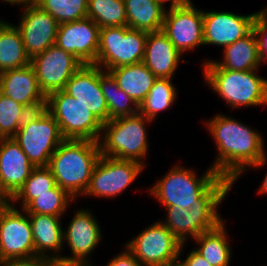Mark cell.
I'll return each mask as SVG.
<instances>
[{"label": "cell", "mask_w": 267, "mask_h": 266, "mask_svg": "<svg viewBox=\"0 0 267 266\" xmlns=\"http://www.w3.org/2000/svg\"><path fill=\"white\" fill-rule=\"evenodd\" d=\"M13 140L34 167H48L51 155L65 140L54 117L48 112L15 133Z\"/></svg>", "instance_id": "11"}, {"label": "cell", "mask_w": 267, "mask_h": 266, "mask_svg": "<svg viewBox=\"0 0 267 266\" xmlns=\"http://www.w3.org/2000/svg\"><path fill=\"white\" fill-rule=\"evenodd\" d=\"M258 192H259V194L260 193H267V174L265 175V178H264L262 185H261Z\"/></svg>", "instance_id": "44"}, {"label": "cell", "mask_w": 267, "mask_h": 266, "mask_svg": "<svg viewBox=\"0 0 267 266\" xmlns=\"http://www.w3.org/2000/svg\"><path fill=\"white\" fill-rule=\"evenodd\" d=\"M177 98V91L169 78H157L149 93L139 105V113L150 120L160 111L167 110Z\"/></svg>", "instance_id": "30"}, {"label": "cell", "mask_w": 267, "mask_h": 266, "mask_svg": "<svg viewBox=\"0 0 267 266\" xmlns=\"http://www.w3.org/2000/svg\"><path fill=\"white\" fill-rule=\"evenodd\" d=\"M100 27L90 18L58 26L55 45L73 54L83 64H94L99 48Z\"/></svg>", "instance_id": "16"}, {"label": "cell", "mask_w": 267, "mask_h": 266, "mask_svg": "<svg viewBox=\"0 0 267 266\" xmlns=\"http://www.w3.org/2000/svg\"><path fill=\"white\" fill-rule=\"evenodd\" d=\"M256 13L238 15L231 12L203 11L204 45L229 46L251 30Z\"/></svg>", "instance_id": "19"}, {"label": "cell", "mask_w": 267, "mask_h": 266, "mask_svg": "<svg viewBox=\"0 0 267 266\" xmlns=\"http://www.w3.org/2000/svg\"><path fill=\"white\" fill-rule=\"evenodd\" d=\"M126 250L127 251L113 257L106 266H142L127 248Z\"/></svg>", "instance_id": "38"}, {"label": "cell", "mask_w": 267, "mask_h": 266, "mask_svg": "<svg viewBox=\"0 0 267 266\" xmlns=\"http://www.w3.org/2000/svg\"><path fill=\"white\" fill-rule=\"evenodd\" d=\"M257 70L204 69L207 84L232 108L267 104V80Z\"/></svg>", "instance_id": "5"}, {"label": "cell", "mask_w": 267, "mask_h": 266, "mask_svg": "<svg viewBox=\"0 0 267 266\" xmlns=\"http://www.w3.org/2000/svg\"><path fill=\"white\" fill-rule=\"evenodd\" d=\"M31 64L21 34L16 26L5 22L0 27V73Z\"/></svg>", "instance_id": "27"}, {"label": "cell", "mask_w": 267, "mask_h": 266, "mask_svg": "<svg viewBox=\"0 0 267 266\" xmlns=\"http://www.w3.org/2000/svg\"><path fill=\"white\" fill-rule=\"evenodd\" d=\"M47 113L48 98H41L23 105L18 118V129L27 126L33 121L41 119Z\"/></svg>", "instance_id": "36"}, {"label": "cell", "mask_w": 267, "mask_h": 266, "mask_svg": "<svg viewBox=\"0 0 267 266\" xmlns=\"http://www.w3.org/2000/svg\"><path fill=\"white\" fill-rule=\"evenodd\" d=\"M252 31L257 40L260 62L263 63L267 60V8L257 12Z\"/></svg>", "instance_id": "37"}, {"label": "cell", "mask_w": 267, "mask_h": 266, "mask_svg": "<svg viewBox=\"0 0 267 266\" xmlns=\"http://www.w3.org/2000/svg\"><path fill=\"white\" fill-rule=\"evenodd\" d=\"M150 193L165 206L185 202H223L233 183L212 167L200 178L196 172L175 166L160 179Z\"/></svg>", "instance_id": "2"}, {"label": "cell", "mask_w": 267, "mask_h": 266, "mask_svg": "<svg viewBox=\"0 0 267 266\" xmlns=\"http://www.w3.org/2000/svg\"><path fill=\"white\" fill-rule=\"evenodd\" d=\"M73 198L57 184L36 198L24 209L27 214H48L61 217Z\"/></svg>", "instance_id": "34"}, {"label": "cell", "mask_w": 267, "mask_h": 266, "mask_svg": "<svg viewBox=\"0 0 267 266\" xmlns=\"http://www.w3.org/2000/svg\"><path fill=\"white\" fill-rule=\"evenodd\" d=\"M34 168L13 138H0V183L11 198L23 186Z\"/></svg>", "instance_id": "20"}, {"label": "cell", "mask_w": 267, "mask_h": 266, "mask_svg": "<svg viewBox=\"0 0 267 266\" xmlns=\"http://www.w3.org/2000/svg\"><path fill=\"white\" fill-rule=\"evenodd\" d=\"M99 227L97 220L88 210L77 211L67 231H63V241L69 244L72 255L69 257L58 255L57 262L61 266H91V262L86 258L101 240Z\"/></svg>", "instance_id": "14"}, {"label": "cell", "mask_w": 267, "mask_h": 266, "mask_svg": "<svg viewBox=\"0 0 267 266\" xmlns=\"http://www.w3.org/2000/svg\"><path fill=\"white\" fill-rule=\"evenodd\" d=\"M22 211L25 215L11 205L0 212V266L9 262L35 260L29 215Z\"/></svg>", "instance_id": "10"}, {"label": "cell", "mask_w": 267, "mask_h": 266, "mask_svg": "<svg viewBox=\"0 0 267 266\" xmlns=\"http://www.w3.org/2000/svg\"><path fill=\"white\" fill-rule=\"evenodd\" d=\"M181 55L162 30L148 32L142 62L157 78L171 79Z\"/></svg>", "instance_id": "21"}, {"label": "cell", "mask_w": 267, "mask_h": 266, "mask_svg": "<svg viewBox=\"0 0 267 266\" xmlns=\"http://www.w3.org/2000/svg\"><path fill=\"white\" fill-rule=\"evenodd\" d=\"M100 86L108 108V121L139 113V106L129 95L119 88L114 77L101 67ZM130 103L133 105L131 106Z\"/></svg>", "instance_id": "29"}, {"label": "cell", "mask_w": 267, "mask_h": 266, "mask_svg": "<svg viewBox=\"0 0 267 266\" xmlns=\"http://www.w3.org/2000/svg\"><path fill=\"white\" fill-rule=\"evenodd\" d=\"M127 26L153 32L162 30L165 7L159 0H124Z\"/></svg>", "instance_id": "26"}, {"label": "cell", "mask_w": 267, "mask_h": 266, "mask_svg": "<svg viewBox=\"0 0 267 266\" xmlns=\"http://www.w3.org/2000/svg\"><path fill=\"white\" fill-rule=\"evenodd\" d=\"M183 266H212L200 253L196 250L190 251L184 261L178 260Z\"/></svg>", "instance_id": "39"}, {"label": "cell", "mask_w": 267, "mask_h": 266, "mask_svg": "<svg viewBox=\"0 0 267 266\" xmlns=\"http://www.w3.org/2000/svg\"><path fill=\"white\" fill-rule=\"evenodd\" d=\"M224 60L206 61L203 69H228L235 71L258 70L260 56L256 37L251 30L246 36L224 47Z\"/></svg>", "instance_id": "23"}, {"label": "cell", "mask_w": 267, "mask_h": 266, "mask_svg": "<svg viewBox=\"0 0 267 266\" xmlns=\"http://www.w3.org/2000/svg\"><path fill=\"white\" fill-rule=\"evenodd\" d=\"M205 124L218 150V157L211 167L221 177L235 183L247 167L258 168L266 163L263 138L254 129L223 114L214 116Z\"/></svg>", "instance_id": "1"}, {"label": "cell", "mask_w": 267, "mask_h": 266, "mask_svg": "<svg viewBox=\"0 0 267 266\" xmlns=\"http://www.w3.org/2000/svg\"><path fill=\"white\" fill-rule=\"evenodd\" d=\"M162 31L181 54L204 45L203 11L197 10L193 3L170 7L165 12Z\"/></svg>", "instance_id": "15"}, {"label": "cell", "mask_w": 267, "mask_h": 266, "mask_svg": "<svg viewBox=\"0 0 267 266\" xmlns=\"http://www.w3.org/2000/svg\"><path fill=\"white\" fill-rule=\"evenodd\" d=\"M31 65L41 90L48 95L63 90L72 75L84 64L73 54L53 45L34 56Z\"/></svg>", "instance_id": "13"}, {"label": "cell", "mask_w": 267, "mask_h": 266, "mask_svg": "<svg viewBox=\"0 0 267 266\" xmlns=\"http://www.w3.org/2000/svg\"><path fill=\"white\" fill-rule=\"evenodd\" d=\"M4 2H8L9 4H15V5H25L24 7L26 6H29V5H33V4H36V0H3Z\"/></svg>", "instance_id": "43"}, {"label": "cell", "mask_w": 267, "mask_h": 266, "mask_svg": "<svg viewBox=\"0 0 267 266\" xmlns=\"http://www.w3.org/2000/svg\"><path fill=\"white\" fill-rule=\"evenodd\" d=\"M100 157L99 142L65 139L51 155L48 168L56 184L74 199L85 193Z\"/></svg>", "instance_id": "3"}, {"label": "cell", "mask_w": 267, "mask_h": 266, "mask_svg": "<svg viewBox=\"0 0 267 266\" xmlns=\"http://www.w3.org/2000/svg\"><path fill=\"white\" fill-rule=\"evenodd\" d=\"M144 166L135 161L101 155L84 195L112 198L128 188Z\"/></svg>", "instance_id": "12"}, {"label": "cell", "mask_w": 267, "mask_h": 266, "mask_svg": "<svg viewBox=\"0 0 267 266\" xmlns=\"http://www.w3.org/2000/svg\"><path fill=\"white\" fill-rule=\"evenodd\" d=\"M2 266H61L58 262L47 259H35L31 261L9 262Z\"/></svg>", "instance_id": "40"}, {"label": "cell", "mask_w": 267, "mask_h": 266, "mask_svg": "<svg viewBox=\"0 0 267 266\" xmlns=\"http://www.w3.org/2000/svg\"><path fill=\"white\" fill-rule=\"evenodd\" d=\"M221 202H185L174 206H164L167 220L163 224L182 243L200 234L215 229L221 220L217 208Z\"/></svg>", "instance_id": "9"}, {"label": "cell", "mask_w": 267, "mask_h": 266, "mask_svg": "<svg viewBox=\"0 0 267 266\" xmlns=\"http://www.w3.org/2000/svg\"><path fill=\"white\" fill-rule=\"evenodd\" d=\"M55 185V178L48 167H35L23 186L12 197V203L21 199V208L24 210L36 198V195L48 193Z\"/></svg>", "instance_id": "32"}, {"label": "cell", "mask_w": 267, "mask_h": 266, "mask_svg": "<svg viewBox=\"0 0 267 266\" xmlns=\"http://www.w3.org/2000/svg\"><path fill=\"white\" fill-rule=\"evenodd\" d=\"M12 198L10 195L3 189L0 183V212L9 208L11 204Z\"/></svg>", "instance_id": "41"}, {"label": "cell", "mask_w": 267, "mask_h": 266, "mask_svg": "<svg viewBox=\"0 0 267 266\" xmlns=\"http://www.w3.org/2000/svg\"><path fill=\"white\" fill-rule=\"evenodd\" d=\"M163 5L165 2L171 1L170 7L185 6L191 4V0H159Z\"/></svg>", "instance_id": "42"}, {"label": "cell", "mask_w": 267, "mask_h": 266, "mask_svg": "<svg viewBox=\"0 0 267 266\" xmlns=\"http://www.w3.org/2000/svg\"><path fill=\"white\" fill-rule=\"evenodd\" d=\"M5 22L2 20L0 21V27L4 24Z\"/></svg>", "instance_id": "46"}, {"label": "cell", "mask_w": 267, "mask_h": 266, "mask_svg": "<svg viewBox=\"0 0 267 266\" xmlns=\"http://www.w3.org/2000/svg\"><path fill=\"white\" fill-rule=\"evenodd\" d=\"M147 35L146 31L132 29L128 26L100 28L95 65L108 71L141 63L144 58Z\"/></svg>", "instance_id": "6"}, {"label": "cell", "mask_w": 267, "mask_h": 266, "mask_svg": "<svg viewBox=\"0 0 267 266\" xmlns=\"http://www.w3.org/2000/svg\"><path fill=\"white\" fill-rule=\"evenodd\" d=\"M87 17L100 28L127 26L124 0H88Z\"/></svg>", "instance_id": "31"}, {"label": "cell", "mask_w": 267, "mask_h": 266, "mask_svg": "<svg viewBox=\"0 0 267 266\" xmlns=\"http://www.w3.org/2000/svg\"><path fill=\"white\" fill-rule=\"evenodd\" d=\"M183 245L184 243L158 221L125 246L142 266H168L178 261Z\"/></svg>", "instance_id": "8"}, {"label": "cell", "mask_w": 267, "mask_h": 266, "mask_svg": "<svg viewBox=\"0 0 267 266\" xmlns=\"http://www.w3.org/2000/svg\"><path fill=\"white\" fill-rule=\"evenodd\" d=\"M47 98L48 112L64 139L100 141L103 124L83 104L63 90L54 91Z\"/></svg>", "instance_id": "7"}, {"label": "cell", "mask_w": 267, "mask_h": 266, "mask_svg": "<svg viewBox=\"0 0 267 266\" xmlns=\"http://www.w3.org/2000/svg\"><path fill=\"white\" fill-rule=\"evenodd\" d=\"M31 223L32 237L35 247V259H47L57 262L53 256L45 254L48 250L59 252L62 248L63 229L58 216L48 214H28Z\"/></svg>", "instance_id": "24"}, {"label": "cell", "mask_w": 267, "mask_h": 266, "mask_svg": "<svg viewBox=\"0 0 267 266\" xmlns=\"http://www.w3.org/2000/svg\"><path fill=\"white\" fill-rule=\"evenodd\" d=\"M151 121L137 113L114 118L103 124L102 131L105 132L99 141L101 155L144 165L142 158L146 157L149 147L145 123Z\"/></svg>", "instance_id": "4"}, {"label": "cell", "mask_w": 267, "mask_h": 266, "mask_svg": "<svg viewBox=\"0 0 267 266\" xmlns=\"http://www.w3.org/2000/svg\"><path fill=\"white\" fill-rule=\"evenodd\" d=\"M168 266H183L179 261H176L174 263H171L170 265Z\"/></svg>", "instance_id": "45"}, {"label": "cell", "mask_w": 267, "mask_h": 266, "mask_svg": "<svg viewBox=\"0 0 267 266\" xmlns=\"http://www.w3.org/2000/svg\"><path fill=\"white\" fill-rule=\"evenodd\" d=\"M65 93L89 109L102 123L108 122V108L100 86V67L82 65L66 83Z\"/></svg>", "instance_id": "18"}, {"label": "cell", "mask_w": 267, "mask_h": 266, "mask_svg": "<svg viewBox=\"0 0 267 266\" xmlns=\"http://www.w3.org/2000/svg\"><path fill=\"white\" fill-rule=\"evenodd\" d=\"M60 24L87 18L88 0H36Z\"/></svg>", "instance_id": "33"}, {"label": "cell", "mask_w": 267, "mask_h": 266, "mask_svg": "<svg viewBox=\"0 0 267 266\" xmlns=\"http://www.w3.org/2000/svg\"><path fill=\"white\" fill-rule=\"evenodd\" d=\"M0 94L26 105L47 95L41 90L31 64L0 73Z\"/></svg>", "instance_id": "22"}, {"label": "cell", "mask_w": 267, "mask_h": 266, "mask_svg": "<svg viewBox=\"0 0 267 266\" xmlns=\"http://www.w3.org/2000/svg\"><path fill=\"white\" fill-rule=\"evenodd\" d=\"M108 72L114 77L119 88L129 95L138 106L143 102L157 79L143 62L113 68Z\"/></svg>", "instance_id": "25"}, {"label": "cell", "mask_w": 267, "mask_h": 266, "mask_svg": "<svg viewBox=\"0 0 267 266\" xmlns=\"http://www.w3.org/2000/svg\"><path fill=\"white\" fill-rule=\"evenodd\" d=\"M17 27L27 54L32 59L55 45L59 23L48 12L33 4L24 7Z\"/></svg>", "instance_id": "17"}, {"label": "cell", "mask_w": 267, "mask_h": 266, "mask_svg": "<svg viewBox=\"0 0 267 266\" xmlns=\"http://www.w3.org/2000/svg\"><path fill=\"white\" fill-rule=\"evenodd\" d=\"M224 224V221H222L215 229L194 238L200 245L195 250L212 266H229L230 263L231 248L228 244Z\"/></svg>", "instance_id": "28"}, {"label": "cell", "mask_w": 267, "mask_h": 266, "mask_svg": "<svg viewBox=\"0 0 267 266\" xmlns=\"http://www.w3.org/2000/svg\"><path fill=\"white\" fill-rule=\"evenodd\" d=\"M22 107V104L0 94V138H12L18 131Z\"/></svg>", "instance_id": "35"}]
</instances>
